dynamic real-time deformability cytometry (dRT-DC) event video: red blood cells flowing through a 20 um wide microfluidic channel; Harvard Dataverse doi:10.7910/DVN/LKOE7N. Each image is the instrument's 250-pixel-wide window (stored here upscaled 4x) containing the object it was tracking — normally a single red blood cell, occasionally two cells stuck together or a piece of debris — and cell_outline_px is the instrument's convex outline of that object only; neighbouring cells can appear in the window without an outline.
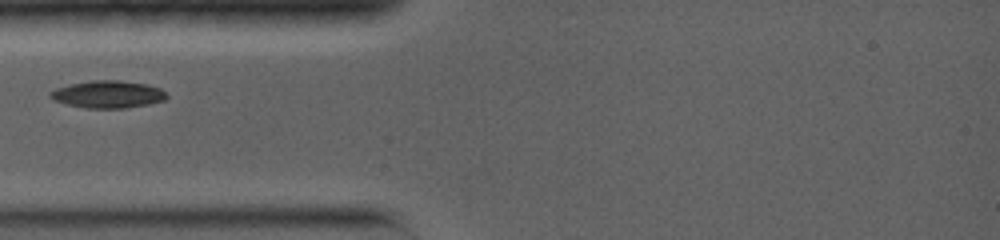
{"species": "common noctule bat (a hibernating species)", "species_latin": "Nyctalus noctula", "temperature_condition": "warm", "stored_images_in_passage": 18, "camera_frame_rate_fps": 5000, "um_per_image_px": 0.085, "animal": {"sex": "female", "body_mass_g": 19.0, "forearm_length_mm": 56.7}, "frame": {"image": 1, "passage_image": 6, "time_ms": 2.6, "image_size_px": [1000, 240], "cell_outline_px": [[168, 96], [164, 100], [148, 104], [124, 108], [84, 108], [64, 104], [52, 100], [48, 96], [48, 92], [56, 88], [72, 84], [92, 80], [120, 80], [148, 84], [160, 88]], "centroid_in_image_um": [9.13, 8.02], "position_along_channel_um": 75.9, "area_um2": 18.67}}